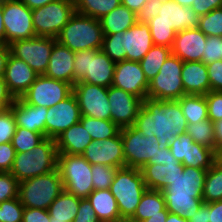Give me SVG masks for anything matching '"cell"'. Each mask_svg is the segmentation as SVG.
I'll return each mask as SVG.
<instances>
[{
	"instance_id": "ffe728a7",
	"label": "cell",
	"mask_w": 222,
	"mask_h": 222,
	"mask_svg": "<svg viewBox=\"0 0 222 222\" xmlns=\"http://www.w3.org/2000/svg\"><path fill=\"white\" fill-rule=\"evenodd\" d=\"M112 86L129 92L142 100L147 98L149 82L139 62H116Z\"/></svg>"
},
{
	"instance_id": "680465c9",
	"label": "cell",
	"mask_w": 222,
	"mask_h": 222,
	"mask_svg": "<svg viewBox=\"0 0 222 222\" xmlns=\"http://www.w3.org/2000/svg\"><path fill=\"white\" fill-rule=\"evenodd\" d=\"M209 222H222V200L210 202Z\"/></svg>"
},
{
	"instance_id": "603a6c76",
	"label": "cell",
	"mask_w": 222,
	"mask_h": 222,
	"mask_svg": "<svg viewBox=\"0 0 222 222\" xmlns=\"http://www.w3.org/2000/svg\"><path fill=\"white\" fill-rule=\"evenodd\" d=\"M153 45L149 26L136 23L122 35V61L140 62Z\"/></svg>"
},
{
	"instance_id": "f5cc1de1",
	"label": "cell",
	"mask_w": 222,
	"mask_h": 222,
	"mask_svg": "<svg viewBox=\"0 0 222 222\" xmlns=\"http://www.w3.org/2000/svg\"><path fill=\"white\" fill-rule=\"evenodd\" d=\"M210 91H222V60L207 64Z\"/></svg>"
},
{
	"instance_id": "e575fe53",
	"label": "cell",
	"mask_w": 222,
	"mask_h": 222,
	"mask_svg": "<svg viewBox=\"0 0 222 222\" xmlns=\"http://www.w3.org/2000/svg\"><path fill=\"white\" fill-rule=\"evenodd\" d=\"M78 14L100 20L121 5V0H74Z\"/></svg>"
},
{
	"instance_id": "e7e4bbea",
	"label": "cell",
	"mask_w": 222,
	"mask_h": 222,
	"mask_svg": "<svg viewBox=\"0 0 222 222\" xmlns=\"http://www.w3.org/2000/svg\"><path fill=\"white\" fill-rule=\"evenodd\" d=\"M29 9L34 10L40 8L55 0H21Z\"/></svg>"
},
{
	"instance_id": "f1b7e54d",
	"label": "cell",
	"mask_w": 222,
	"mask_h": 222,
	"mask_svg": "<svg viewBox=\"0 0 222 222\" xmlns=\"http://www.w3.org/2000/svg\"><path fill=\"white\" fill-rule=\"evenodd\" d=\"M92 140L91 135L79 121L59 134L55 142L58 153L81 155Z\"/></svg>"
},
{
	"instance_id": "be15d7a7",
	"label": "cell",
	"mask_w": 222,
	"mask_h": 222,
	"mask_svg": "<svg viewBox=\"0 0 222 222\" xmlns=\"http://www.w3.org/2000/svg\"><path fill=\"white\" fill-rule=\"evenodd\" d=\"M147 1L148 0H121V5L137 14Z\"/></svg>"
},
{
	"instance_id": "7dc6e473",
	"label": "cell",
	"mask_w": 222,
	"mask_h": 222,
	"mask_svg": "<svg viewBox=\"0 0 222 222\" xmlns=\"http://www.w3.org/2000/svg\"><path fill=\"white\" fill-rule=\"evenodd\" d=\"M16 128L15 116L11 108H8L0 114V144L11 142Z\"/></svg>"
},
{
	"instance_id": "d6a6232c",
	"label": "cell",
	"mask_w": 222,
	"mask_h": 222,
	"mask_svg": "<svg viewBox=\"0 0 222 222\" xmlns=\"http://www.w3.org/2000/svg\"><path fill=\"white\" fill-rule=\"evenodd\" d=\"M166 208L162 191L147 189L142 195L133 219L144 221L155 215H162Z\"/></svg>"
},
{
	"instance_id": "b9f144b4",
	"label": "cell",
	"mask_w": 222,
	"mask_h": 222,
	"mask_svg": "<svg viewBox=\"0 0 222 222\" xmlns=\"http://www.w3.org/2000/svg\"><path fill=\"white\" fill-rule=\"evenodd\" d=\"M118 168L95 164L92 165V183L94 190L109 189Z\"/></svg>"
},
{
	"instance_id": "484cf974",
	"label": "cell",
	"mask_w": 222,
	"mask_h": 222,
	"mask_svg": "<svg viewBox=\"0 0 222 222\" xmlns=\"http://www.w3.org/2000/svg\"><path fill=\"white\" fill-rule=\"evenodd\" d=\"M183 169L184 165L181 162L174 161L165 165L145 164L140 170L148 189L162 191L183 172Z\"/></svg>"
},
{
	"instance_id": "cb8c5ba5",
	"label": "cell",
	"mask_w": 222,
	"mask_h": 222,
	"mask_svg": "<svg viewBox=\"0 0 222 222\" xmlns=\"http://www.w3.org/2000/svg\"><path fill=\"white\" fill-rule=\"evenodd\" d=\"M38 76L23 60L9 55L3 77L14 98H21Z\"/></svg>"
},
{
	"instance_id": "681fc988",
	"label": "cell",
	"mask_w": 222,
	"mask_h": 222,
	"mask_svg": "<svg viewBox=\"0 0 222 222\" xmlns=\"http://www.w3.org/2000/svg\"><path fill=\"white\" fill-rule=\"evenodd\" d=\"M205 98L208 118L212 122L222 120V91H210Z\"/></svg>"
},
{
	"instance_id": "2644e50d",
	"label": "cell",
	"mask_w": 222,
	"mask_h": 222,
	"mask_svg": "<svg viewBox=\"0 0 222 222\" xmlns=\"http://www.w3.org/2000/svg\"><path fill=\"white\" fill-rule=\"evenodd\" d=\"M166 222H190V221L188 219H185L184 217H180L175 213L169 212Z\"/></svg>"
},
{
	"instance_id": "8c879c8a",
	"label": "cell",
	"mask_w": 222,
	"mask_h": 222,
	"mask_svg": "<svg viewBox=\"0 0 222 222\" xmlns=\"http://www.w3.org/2000/svg\"><path fill=\"white\" fill-rule=\"evenodd\" d=\"M180 4L181 6L191 7L195 0H173Z\"/></svg>"
},
{
	"instance_id": "ee69618b",
	"label": "cell",
	"mask_w": 222,
	"mask_h": 222,
	"mask_svg": "<svg viewBox=\"0 0 222 222\" xmlns=\"http://www.w3.org/2000/svg\"><path fill=\"white\" fill-rule=\"evenodd\" d=\"M24 206L19 197L0 203V222H22Z\"/></svg>"
},
{
	"instance_id": "ba28073f",
	"label": "cell",
	"mask_w": 222,
	"mask_h": 222,
	"mask_svg": "<svg viewBox=\"0 0 222 222\" xmlns=\"http://www.w3.org/2000/svg\"><path fill=\"white\" fill-rule=\"evenodd\" d=\"M57 169L65 191L84 199L94 190L92 165L82 155L58 153Z\"/></svg>"
},
{
	"instance_id": "5bb4252c",
	"label": "cell",
	"mask_w": 222,
	"mask_h": 222,
	"mask_svg": "<svg viewBox=\"0 0 222 222\" xmlns=\"http://www.w3.org/2000/svg\"><path fill=\"white\" fill-rule=\"evenodd\" d=\"M73 92L68 82L39 75L21 99L33 106L53 107Z\"/></svg>"
},
{
	"instance_id": "f6af8a7d",
	"label": "cell",
	"mask_w": 222,
	"mask_h": 222,
	"mask_svg": "<svg viewBox=\"0 0 222 222\" xmlns=\"http://www.w3.org/2000/svg\"><path fill=\"white\" fill-rule=\"evenodd\" d=\"M122 35L124 32L103 35L101 50L115 63L122 61Z\"/></svg>"
},
{
	"instance_id": "bcb514c9",
	"label": "cell",
	"mask_w": 222,
	"mask_h": 222,
	"mask_svg": "<svg viewBox=\"0 0 222 222\" xmlns=\"http://www.w3.org/2000/svg\"><path fill=\"white\" fill-rule=\"evenodd\" d=\"M19 197V181L10 172H0V203Z\"/></svg>"
},
{
	"instance_id": "d4e9b609",
	"label": "cell",
	"mask_w": 222,
	"mask_h": 222,
	"mask_svg": "<svg viewBox=\"0 0 222 222\" xmlns=\"http://www.w3.org/2000/svg\"><path fill=\"white\" fill-rule=\"evenodd\" d=\"M74 55L68 47L56 41L44 76L74 85Z\"/></svg>"
},
{
	"instance_id": "ab89813d",
	"label": "cell",
	"mask_w": 222,
	"mask_h": 222,
	"mask_svg": "<svg viewBox=\"0 0 222 222\" xmlns=\"http://www.w3.org/2000/svg\"><path fill=\"white\" fill-rule=\"evenodd\" d=\"M44 137L38 133L26 128L17 126L12 138V145L16 153L31 151Z\"/></svg>"
},
{
	"instance_id": "11e5206c",
	"label": "cell",
	"mask_w": 222,
	"mask_h": 222,
	"mask_svg": "<svg viewBox=\"0 0 222 222\" xmlns=\"http://www.w3.org/2000/svg\"><path fill=\"white\" fill-rule=\"evenodd\" d=\"M50 222H59V221H52V217H50Z\"/></svg>"
},
{
	"instance_id": "7a4b0ae2",
	"label": "cell",
	"mask_w": 222,
	"mask_h": 222,
	"mask_svg": "<svg viewBox=\"0 0 222 222\" xmlns=\"http://www.w3.org/2000/svg\"><path fill=\"white\" fill-rule=\"evenodd\" d=\"M206 169L184 166L183 172L162 190L166 209L190 219L204 202L202 198Z\"/></svg>"
},
{
	"instance_id": "f907efd6",
	"label": "cell",
	"mask_w": 222,
	"mask_h": 222,
	"mask_svg": "<svg viewBox=\"0 0 222 222\" xmlns=\"http://www.w3.org/2000/svg\"><path fill=\"white\" fill-rule=\"evenodd\" d=\"M164 0H148L136 14L137 23L147 24L152 18L158 16Z\"/></svg>"
},
{
	"instance_id": "d590c367",
	"label": "cell",
	"mask_w": 222,
	"mask_h": 222,
	"mask_svg": "<svg viewBox=\"0 0 222 222\" xmlns=\"http://www.w3.org/2000/svg\"><path fill=\"white\" fill-rule=\"evenodd\" d=\"M180 103L187 123L208 119L205 95H184L177 100Z\"/></svg>"
},
{
	"instance_id": "03108f58",
	"label": "cell",
	"mask_w": 222,
	"mask_h": 222,
	"mask_svg": "<svg viewBox=\"0 0 222 222\" xmlns=\"http://www.w3.org/2000/svg\"><path fill=\"white\" fill-rule=\"evenodd\" d=\"M0 45H5V27L3 22V2L0 1Z\"/></svg>"
},
{
	"instance_id": "6125c7cd",
	"label": "cell",
	"mask_w": 222,
	"mask_h": 222,
	"mask_svg": "<svg viewBox=\"0 0 222 222\" xmlns=\"http://www.w3.org/2000/svg\"><path fill=\"white\" fill-rule=\"evenodd\" d=\"M10 55L9 45H0V77L4 76L6 63Z\"/></svg>"
},
{
	"instance_id": "7c38bea8",
	"label": "cell",
	"mask_w": 222,
	"mask_h": 222,
	"mask_svg": "<svg viewBox=\"0 0 222 222\" xmlns=\"http://www.w3.org/2000/svg\"><path fill=\"white\" fill-rule=\"evenodd\" d=\"M56 41V38L41 36L17 40L9 44L10 54L23 60L38 75H44Z\"/></svg>"
},
{
	"instance_id": "5b68a950",
	"label": "cell",
	"mask_w": 222,
	"mask_h": 222,
	"mask_svg": "<svg viewBox=\"0 0 222 222\" xmlns=\"http://www.w3.org/2000/svg\"><path fill=\"white\" fill-rule=\"evenodd\" d=\"M115 65L102 50L77 51L74 55V84L85 82L108 88L113 83Z\"/></svg>"
},
{
	"instance_id": "8d00e7d4",
	"label": "cell",
	"mask_w": 222,
	"mask_h": 222,
	"mask_svg": "<svg viewBox=\"0 0 222 222\" xmlns=\"http://www.w3.org/2000/svg\"><path fill=\"white\" fill-rule=\"evenodd\" d=\"M80 122L93 140H105L115 137L121 130L111 120L96 119L82 115Z\"/></svg>"
},
{
	"instance_id": "d6986e66",
	"label": "cell",
	"mask_w": 222,
	"mask_h": 222,
	"mask_svg": "<svg viewBox=\"0 0 222 222\" xmlns=\"http://www.w3.org/2000/svg\"><path fill=\"white\" fill-rule=\"evenodd\" d=\"M91 165L102 164L116 168L125 166L121 133L105 140H92L81 154Z\"/></svg>"
},
{
	"instance_id": "89a4df30",
	"label": "cell",
	"mask_w": 222,
	"mask_h": 222,
	"mask_svg": "<svg viewBox=\"0 0 222 222\" xmlns=\"http://www.w3.org/2000/svg\"><path fill=\"white\" fill-rule=\"evenodd\" d=\"M0 97H13L7 88L4 77H0Z\"/></svg>"
},
{
	"instance_id": "9a60e30c",
	"label": "cell",
	"mask_w": 222,
	"mask_h": 222,
	"mask_svg": "<svg viewBox=\"0 0 222 222\" xmlns=\"http://www.w3.org/2000/svg\"><path fill=\"white\" fill-rule=\"evenodd\" d=\"M81 115L96 119L111 120L108 88L77 82L73 85Z\"/></svg>"
},
{
	"instance_id": "52a82bcc",
	"label": "cell",
	"mask_w": 222,
	"mask_h": 222,
	"mask_svg": "<svg viewBox=\"0 0 222 222\" xmlns=\"http://www.w3.org/2000/svg\"><path fill=\"white\" fill-rule=\"evenodd\" d=\"M64 191L59 170L19 182V199L26 208L48 210Z\"/></svg>"
},
{
	"instance_id": "a7ac6f4b",
	"label": "cell",
	"mask_w": 222,
	"mask_h": 222,
	"mask_svg": "<svg viewBox=\"0 0 222 222\" xmlns=\"http://www.w3.org/2000/svg\"><path fill=\"white\" fill-rule=\"evenodd\" d=\"M168 213L169 211L165 208L163 211H162V215H155V216H152L142 222H166L167 220V217H168Z\"/></svg>"
},
{
	"instance_id": "8992f818",
	"label": "cell",
	"mask_w": 222,
	"mask_h": 222,
	"mask_svg": "<svg viewBox=\"0 0 222 222\" xmlns=\"http://www.w3.org/2000/svg\"><path fill=\"white\" fill-rule=\"evenodd\" d=\"M139 168H118L109 188L117 201L121 218L132 217L147 190Z\"/></svg>"
},
{
	"instance_id": "6da1fadb",
	"label": "cell",
	"mask_w": 222,
	"mask_h": 222,
	"mask_svg": "<svg viewBox=\"0 0 222 222\" xmlns=\"http://www.w3.org/2000/svg\"><path fill=\"white\" fill-rule=\"evenodd\" d=\"M187 120L177 100L145 98L133 127L144 136H156L158 148L165 149L175 137L186 133Z\"/></svg>"
},
{
	"instance_id": "83f0119b",
	"label": "cell",
	"mask_w": 222,
	"mask_h": 222,
	"mask_svg": "<svg viewBox=\"0 0 222 222\" xmlns=\"http://www.w3.org/2000/svg\"><path fill=\"white\" fill-rule=\"evenodd\" d=\"M182 82L187 95H206L210 92L207 65L199 61L183 62Z\"/></svg>"
},
{
	"instance_id": "1f68e13d",
	"label": "cell",
	"mask_w": 222,
	"mask_h": 222,
	"mask_svg": "<svg viewBox=\"0 0 222 222\" xmlns=\"http://www.w3.org/2000/svg\"><path fill=\"white\" fill-rule=\"evenodd\" d=\"M80 199L64 190L48 208L52 221L72 222L77 215Z\"/></svg>"
},
{
	"instance_id": "836d02e7",
	"label": "cell",
	"mask_w": 222,
	"mask_h": 222,
	"mask_svg": "<svg viewBox=\"0 0 222 222\" xmlns=\"http://www.w3.org/2000/svg\"><path fill=\"white\" fill-rule=\"evenodd\" d=\"M172 54L171 48L153 45L148 53L139 62L148 82L159 73L165 60Z\"/></svg>"
},
{
	"instance_id": "30bf717a",
	"label": "cell",
	"mask_w": 222,
	"mask_h": 222,
	"mask_svg": "<svg viewBox=\"0 0 222 222\" xmlns=\"http://www.w3.org/2000/svg\"><path fill=\"white\" fill-rule=\"evenodd\" d=\"M183 61L171 54L159 73L149 82L147 97L155 100H178L184 93L182 82Z\"/></svg>"
},
{
	"instance_id": "e0dca14e",
	"label": "cell",
	"mask_w": 222,
	"mask_h": 222,
	"mask_svg": "<svg viewBox=\"0 0 222 222\" xmlns=\"http://www.w3.org/2000/svg\"><path fill=\"white\" fill-rule=\"evenodd\" d=\"M81 116L77 98L72 92L55 106L47 108L45 137L56 139L63 131L78 123Z\"/></svg>"
},
{
	"instance_id": "4316f807",
	"label": "cell",
	"mask_w": 222,
	"mask_h": 222,
	"mask_svg": "<svg viewBox=\"0 0 222 222\" xmlns=\"http://www.w3.org/2000/svg\"><path fill=\"white\" fill-rule=\"evenodd\" d=\"M17 126L40 133L45 138V121L47 107L33 106L25 103L21 98H15L11 105Z\"/></svg>"
},
{
	"instance_id": "f35d334b",
	"label": "cell",
	"mask_w": 222,
	"mask_h": 222,
	"mask_svg": "<svg viewBox=\"0 0 222 222\" xmlns=\"http://www.w3.org/2000/svg\"><path fill=\"white\" fill-rule=\"evenodd\" d=\"M186 133L194 142L214 150V126L208 118L195 123H188Z\"/></svg>"
},
{
	"instance_id": "44dd1931",
	"label": "cell",
	"mask_w": 222,
	"mask_h": 222,
	"mask_svg": "<svg viewBox=\"0 0 222 222\" xmlns=\"http://www.w3.org/2000/svg\"><path fill=\"white\" fill-rule=\"evenodd\" d=\"M199 16L191 7L181 6L173 0H164L158 16L148 23L168 24L176 33L189 28H197Z\"/></svg>"
},
{
	"instance_id": "4fadbf2b",
	"label": "cell",
	"mask_w": 222,
	"mask_h": 222,
	"mask_svg": "<svg viewBox=\"0 0 222 222\" xmlns=\"http://www.w3.org/2000/svg\"><path fill=\"white\" fill-rule=\"evenodd\" d=\"M3 22L5 27V45L17 40L36 37L33 28L32 10L21 0L3 2Z\"/></svg>"
},
{
	"instance_id": "94428289",
	"label": "cell",
	"mask_w": 222,
	"mask_h": 222,
	"mask_svg": "<svg viewBox=\"0 0 222 222\" xmlns=\"http://www.w3.org/2000/svg\"><path fill=\"white\" fill-rule=\"evenodd\" d=\"M214 151L222 149V120L214 121Z\"/></svg>"
},
{
	"instance_id": "74e56055",
	"label": "cell",
	"mask_w": 222,
	"mask_h": 222,
	"mask_svg": "<svg viewBox=\"0 0 222 222\" xmlns=\"http://www.w3.org/2000/svg\"><path fill=\"white\" fill-rule=\"evenodd\" d=\"M202 198L205 203L222 200V167L216 162L207 171Z\"/></svg>"
},
{
	"instance_id": "3957f363",
	"label": "cell",
	"mask_w": 222,
	"mask_h": 222,
	"mask_svg": "<svg viewBox=\"0 0 222 222\" xmlns=\"http://www.w3.org/2000/svg\"><path fill=\"white\" fill-rule=\"evenodd\" d=\"M58 151L55 139L45 137L31 151L15 154L10 173L19 181L57 170Z\"/></svg>"
},
{
	"instance_id": "7402d4cb",
	"label": "cell",
	"mask_w": 222,
	"mask_h": 222,
	"mask_svg": "<svg viewBox=\"0 0 222 222\" xmlns=\"http://www.w3.org/2000/svg\"><path fill=\"white\" fill-rule=\"evenodd\" d=\"M206 39L207 36L198 28L179 31L175 35L171 52L183 62H202Z\"/></svg>"
},
{
	"instance_id": "34e18365",
	"label": "cell",
	"mask_w": 222,
	"mask_h": 222,
	"mask_svg": "<svg viewBox=\"0 0 222 222\" xmlns=\"http://www.w3.org/2000/svg\"><path fill=\"white\" fill-rule=\"evenodd\" d=\"M120 222H142V221L133 219L132 217H127V218H122Z\"/></svg>"
},
{
	"instance_id": "2e32d148",
	"label": "cell",
	"mask_w": 222,
	"mask_h": 222,
	"mask_svg": "<svg viewBox=\"0 0 222 222\" xmlns=\"http://www.w3.org/2000/svg\"><path fill=\"white\" fill-rule=\"evenodd\" d=\"M172 155L184 166L208 170L215 162V151L193 141L187 133L177 137L169 145Z\"/></svg>"
},
{
	"instance_id": "6f0895ef",
	"label": "cell",
	"mask_w": 222,
	"mask_h": 222,
	"mask_svg": "<svg viewBox=\"0 0 222 222\" xmlns=\"http://www.w3.org/2000/svg\"><path fill=\"white\" fill-rule=\"evenodd\" d=\"M210 202H203L198 211L189 219L190 222H209Z\"/></svg>"
},
{
	"instance_id": "ac0fdd59",
	"label": "cell",
	"mask_w": 222,
	"mask_h": 222,
	"mask_svg": "<svg viewBox=\"0 0 222 222\" xmlns=\"http://www.w3.org/2000/svg\"><path fill=\"white\" fill-rule=\"evenodd\" d=\"M111 121L119 128L130 127L138 116L143 100L114 86L108 87Z\"/></svg>"
},
{
	"instance_id": "816d5d0a",
	"label": "cell",
	"mask_w": 222,
	"mask_h": 222,
	"mask_svg": "<svg viewBox=\"0 0 222 222\" xmlns=\"http://www.w3.org/2000/svg\"><path fill=\"white\" fill-rule=\"evenodd\" d=\"M15 149L11 142L0 144V172H10L14 159Z\"/></svg>"
},
{
	"instance_id": "277c9868",
	"label": "cell",
	"mask_w": 222,
	"mask_h": 222,
	"mask_svg": "<svg viewBox=\"0 0 222 222\" xmlns=\"http://www.w3.org/2000/svg\"><path fill=\"white\" fill-rule=\"evenodd\" d=\"M71 51L101 50L103 31L100 20L75 12L56 38Z\"/></svg>"
},
{
	"instance_id": "f546056e",
	"label": "cell",
	"mask_w": 222,
	"mask_h": 222,
	"mask_svg": "<svg viewBox=\"0 0 222 222\" xmlns=\"http://www.w3.org/2000/svg\"><path fill=\"white\" fill-rule=\"evenodd\" d=\"M100 222H120L117 201L109 189L93 190L87 197Z\"/></svg>"
},
{
	"instance_id": "11a10c76",
	"label": "cell",
	"mask_w": 222,
	"mask_h": 222,
	"mask_svg": "<svg viewBox=\"0 0 222 222\" xmlns=\"http://www.w3.org/2000/svg\"><path fill=\"white\" fill-rule=\"evenodd\" d=\"M221 7L222 0H195L191 6L198 16L206 15L210 11Z\"/></svg>"
},
{
	"instance_id": "c3c4849f",
	"label": "cell",
	"mask_w": 222,
	"mask_h": 222,
	"mask_svg": "<svg viewBox=\"0 0 222 222\" xmlns=\"http://www.w3.org/2000/svg\"><path fill=\"white\" fill-rule=\"evenodd\" d=\"M222 60V37L207 36L202 62L207 65Z\"/></svg>"
},
{
	"instance_id": "003e7915",
	"label": "cell",
	"mask_w": 222,
	"mask_h": 222,
	"mask_svg": "<svg viewBox=\"0 0 222 222\" xmlns=\"http://www.w3.org/2000/svg\"><path fill=\"white\" fill-rule=\"evenodd\" d=\"M14 101V97H0V114L10 108Z\"/></svg>"
},
{
	"instance_id": "8fae6325",
	"label": "cell",
	"mask_w": 222,
	"mask_h": 222,
	"mask_svg": "<svg viewBox=\"0 0 222 222\" xmlns=\"http://www.w3.org/2000/svg\"><path fill=\"white\" fill-rule=\"evenodd\" d=\"M125 166L141 169L145 164H154L158 153V138L144 136L133 126L120 130Z\"/></svg>"
},
{
	"instance_id": "9f6ffc18",
	"label": "cell",
	"mask_w": 222,
	"mask_h": 222,
	"mask_svg": "<svg viewBox=\"0 0 222 222\" xmlns=\"http://www.w3.org/2000/svg\"><path fill=\"white\" fill-rule=\"evenodd\" d=\"M22 222H50L48 210L24 207Z\"/></svg>"
},
{
	"instance_id": "7bdbcfd3",
	"label": "cell",
	"mask_w": 222,
	"mask_h": 222,
	"mask_svg": "<svg viewBox=\"0 0 222 222\" xmlns=\"http://www.w3.org/2000/svg\"><path fill=\"white\" fill-rule=\"evenodd\" d=\"M147 25L150 28L154 45L172 47L176 32L168 24L147 23Z\"/></svg>"
},
{
	"instance_id": "4dcf8cb0",
	"label": "cell",
	"mask_w": 222,
	"mask_h": 222,
	"mask_svg": "<svg viewBox=\"0 0 222 222\" xmlns=\"http://www.w3.org/2000/svg\"><path fill=\"white\" fill-rule=\"evenodd\" d=\"M103 35L125 32L137 23L136 13L120 5L100 19Z\"/></svg>"
},
{
	"instance_id": "91938a15",
	"label": "cell",
	"mask_w": 222,
	"mask_h": 222,
	"mask_svg": "<svg viewBox=\"0 0 222 222\" xmlns=\"http://www.w3.org/2000/svg\"><path fill=\"white\" fill-rule=\"evenodd\" d=\"M178 161L171 153L169 147L165 149H158V153L156 154V160L154 164H163L165 165L167 162Z\"/></svg>"
},
{
	"instance_id": "753ad0ef",
	"label": "cell",
	"mask_w": 222,
	"mask_h": 222,
	"mask_svg": "<svg viewBox=\"0 0 222 222\" xmlns=\"http://www.w3.org/2000/svg\"><path fill=\"white\" fill-rule=\"evenodd\" d=\"M215 162L222 167V149L215 152Z\"/></svg>"
},
{
	"instance_id": "9c48e42d",
	"label": "cell",
	"mask_w": 222,
	"mask_h": 222,
	"mask_svg": "<svg viewBox=\"0 0 222 222\" xmlns=\"http://www.w3.org/2000/svg\"><path fill=\"white\" fill-rule=\"evenodd\" d=\"M75 12L74 0H55L32 10L36 36L57 38Z\"/></svg>"
},
{
	"instance_id": "db71d44e",
	"label": "cell",
	"mask_w": 222,
	"mask_h": 222,
	"mask_svg": "<svg viewBox=\"0 0 222 222\" xmlns=\"http://www.w3.org/2000/svg\"><path fill=\"white\" fill-rule=\"evenodd\" d=\"M72 222H100L87 198L80 199L77 215Z\"/></svg>"
},
{
	"instance_id": "60d3db41",
	"label": "cell",
	"mask_w": 222,
	"mask_h": 222,
	"mask_svg": "<svg viewBox=\"0 0 222 222\" xmlns=\"http://www.w3.org/2000/svg\"><path fill=\"white\" fill-rule=\"evenodd\" d=\"M197 28L206 36L222 37V7L199 16Z\"/></svg>"
}]
</instances>
